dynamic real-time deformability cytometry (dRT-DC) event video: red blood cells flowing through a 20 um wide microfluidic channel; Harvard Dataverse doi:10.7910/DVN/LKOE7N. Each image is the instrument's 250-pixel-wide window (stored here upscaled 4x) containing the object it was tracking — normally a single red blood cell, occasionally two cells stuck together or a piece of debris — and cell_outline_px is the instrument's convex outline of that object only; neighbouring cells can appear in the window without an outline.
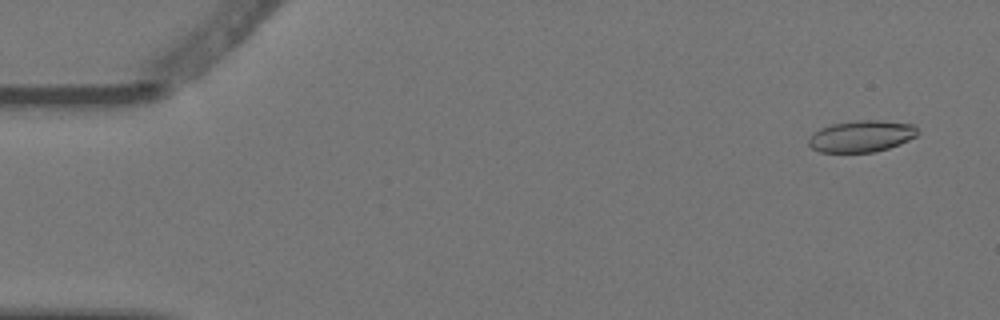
{"species": "Egyptian fruit bat (a non-hibernating species)", "species_latin": "Rousettus aegyptiacus", "temperature_condition": "warm", "stored_images_in_passage": 4, "camera_frame_rate_fps": 3000, "um_per_image_px": 0.085, "animal": {"sex": "female"}, "frame": {"image": 1, "passage_image": 1, "time_ms": 0.0, "image_size_px": [1000, 320], "cell_outline_px": [[920, 132], [916, 136], [900, 144], [888, 148], [872, 152], [820, 152], [812, 148], [808, 144], [808, 136], [820, 128], [832, 124], [856, 120], [876, 120], [912, 124]], "centroid_in_image_um": [73.2, 11.58], "position_along_channel_um": 11.8, "area_um2": 20.06}}